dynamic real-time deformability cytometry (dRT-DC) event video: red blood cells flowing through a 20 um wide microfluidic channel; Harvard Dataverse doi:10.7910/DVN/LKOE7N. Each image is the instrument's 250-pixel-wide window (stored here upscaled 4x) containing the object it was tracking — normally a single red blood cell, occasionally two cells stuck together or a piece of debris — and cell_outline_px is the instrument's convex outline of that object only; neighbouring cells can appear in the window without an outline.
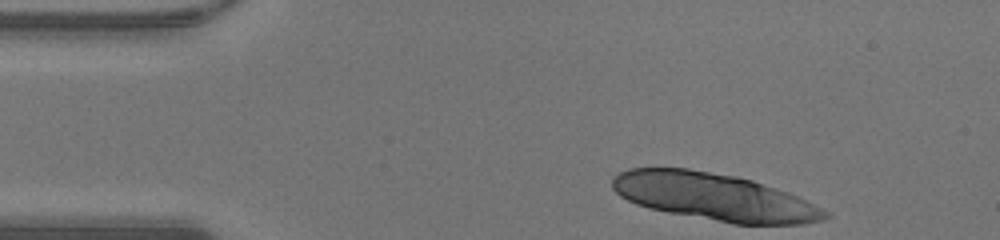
{"species": "human", "species_latin": "Homo sapiens", "temperature_condition": "warm", "stored_images_in_passage": 35, "segment_of_instrument_passage": [1, 2], "camera_frame_rate_fps": 3000, "um_per_image_px": 0.085, "donor": {"sex": "male"}, "frame": {"image": 1, "passage_image": 1, "time_ms": 0.0, "image_size_px": [1000, 240], "cell_outline_px": [[832, 216], [824, 220], [804, 224], [732, 224], [668, 212], [648, 208], [636, 204], [620, 196], [612, 188], [612, 180], [620, 172], [628, 168], [688, 168], [736, 176], [752, 180], [788, 192], [832, 212]], "centroid_in_image_um": [60.75, 16.74], "position_along_channel_um": 24.3, "area_um2": 58.78}}